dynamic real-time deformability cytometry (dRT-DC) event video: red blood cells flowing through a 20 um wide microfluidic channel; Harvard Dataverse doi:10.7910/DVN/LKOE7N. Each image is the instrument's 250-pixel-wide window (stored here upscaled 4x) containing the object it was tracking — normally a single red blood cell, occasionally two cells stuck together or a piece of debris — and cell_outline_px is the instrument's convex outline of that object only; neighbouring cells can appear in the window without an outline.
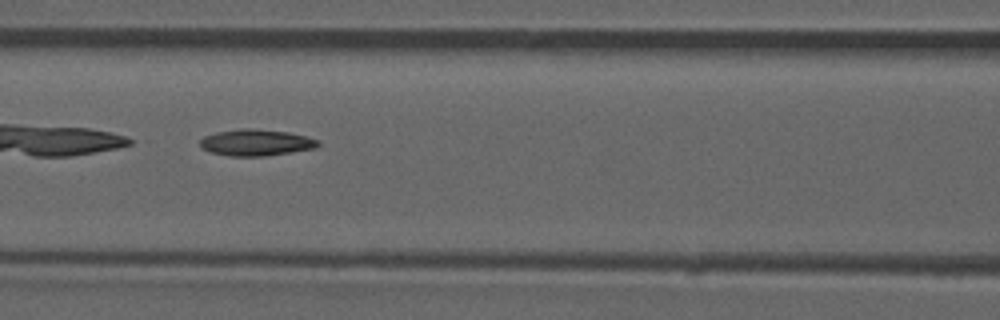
{"species": "common noctule bat (a hibernating species)", "species_latin": "Nyctalus noctula", "temperature_condition": "room temperature", "stored_images_in_passage": 35, "camera_frame_rate_fps": 3000, "um_per_image_px": 0.085, "animal": {"sex": "male", "forearm_length_mm": 52.5}, "frame": {"image": 1, "passage_image": 6, "time_ms": 1.667, "image_size_px": [1000, 320], "cell_outline_px": [[320, 144], [316, 148], [264, 156], [228, 156], [212, 152], [200, 148], [200, 140], [204, 136], [216, 132], [240, 128], [252, 128], [288, 132], [320, 140]], "centroid_in_image_um": [21.75, 12.11], "position_along_channel_um": 144.9, "area_um2": 18.21}}